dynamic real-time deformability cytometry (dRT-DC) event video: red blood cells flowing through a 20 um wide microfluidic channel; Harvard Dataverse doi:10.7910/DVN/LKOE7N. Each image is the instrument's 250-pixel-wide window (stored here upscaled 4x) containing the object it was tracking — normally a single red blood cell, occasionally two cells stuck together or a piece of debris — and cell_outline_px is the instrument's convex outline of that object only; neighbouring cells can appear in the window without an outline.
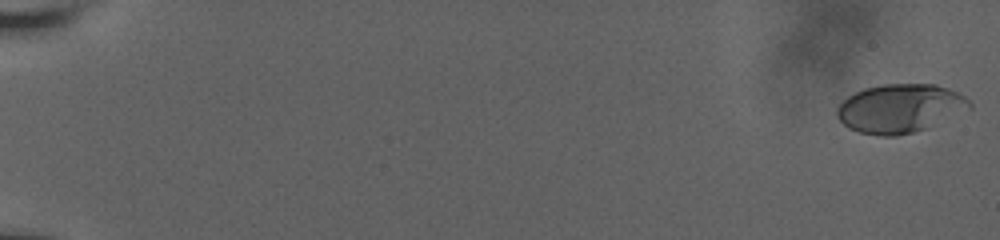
{"species": "human", "species_latin": "Homo sapiens", "temperature_condition": "room temperature", "stored_images_in_passage": 73, "camera_frame_rate_fps": 3000, "um_per_image_px": 0.085, "donor": {"sex": "male"}, "frame": {"image": 1, "passage_image": 1, "time_ms": 0.0, "image_size_px": [1000, 240], "cell_outline_px": [[972, 108], [928, 128], [896, 136], [880, 136], [860, 132], [848, 128], [836, 116], [836, 108], [848, 96], [864, 88], [884, 84], [936, 84], [948, 88], [964, 96], [972, 104]], "centroid_in_image_um": [76.51, 9.21], "position_along_channel_um": 8.5, "area_um2": 37.63}}
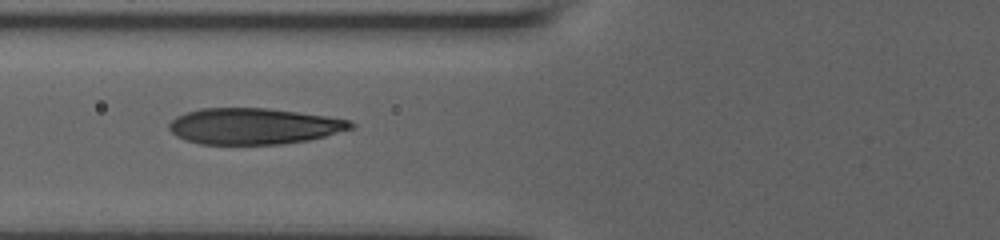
{"frame": {"image": 2, "passage_image": 43, "time_ms": 8.333, "image_size_px": [1000, 240], "cell_outline_px": [[356, 128], [308, 140], [284, 144], [200, 144], [184, 140], [176, 136], [168, 128], [168, 124], [176, 116], [200, 108], [268, 108], [324, 116], [348, 120], [356, 124]], "centroid_in_image_um": [21.56, 10.73], "position_along_channel_um": 104.2, "area_um2": 38.26}}
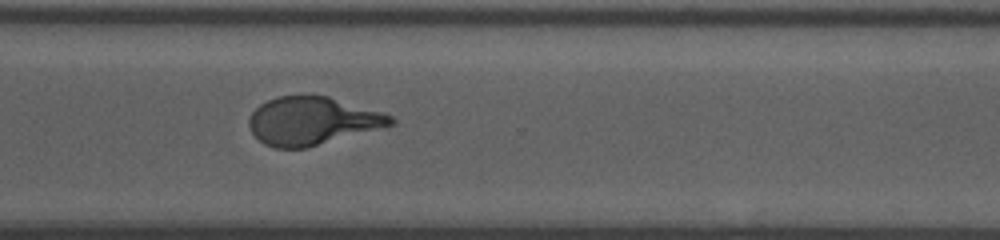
{"frame": {"image": 3, "passage_image": 72, "time_ms": 14.667, "image_size_px": [1000, 240], "cell_outline_px": [[396, 124], [308, 148], [276, 148], [264, 144], [252, 132], [248, 124], [248, 120], [252, 112], [260, 104], [276, 96], [328, 96], [384, 112], [392, 116], [396, 120]], "centroid_in_image_um": [26.57, 10.28], "position_along_channel_um": 344.0, "area_um2": 39.71}}